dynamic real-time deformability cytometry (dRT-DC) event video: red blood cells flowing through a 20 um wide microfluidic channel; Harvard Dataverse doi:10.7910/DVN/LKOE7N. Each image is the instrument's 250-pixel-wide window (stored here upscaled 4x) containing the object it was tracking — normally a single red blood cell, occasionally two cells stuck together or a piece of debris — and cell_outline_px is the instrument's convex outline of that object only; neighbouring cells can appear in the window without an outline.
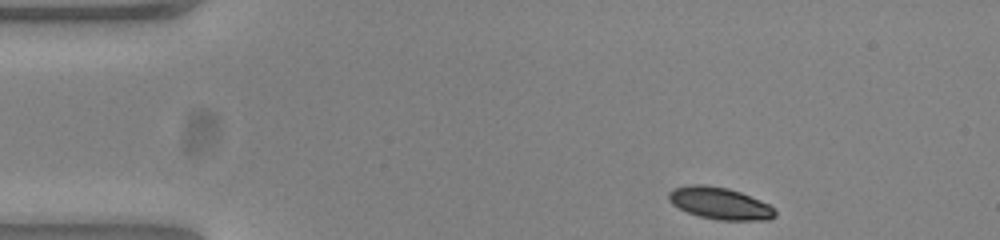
{"species": "common noctule bat (a hibernating species)", "species_latin": "Nyctalus noctula", "temperature_condition": "warm", "stored_images_in_passage": 47, "camera_frame_rate_fps": 3000, "um_per_image_px": 0.085, "animal": {"sex": "female", "body_mass_g": 23.0, "forearm_length_mm": 53.4}, "frame": {"image": 1, "passage_image": 1, "time_ms": 0.0, "image_size_px": [1000, 240], "cell_outline_px": [[776, 216], [768, 220], [716, 220], [700, 216], [688, 212], [672, 204], [668, 200], [668, 192], [672, 188], [688, 184], [704, 184], [728, 188], [740, 192], [760, 200], [768, 204], [776, 212]], "centroid_in_image_um": [61.15, 17.27], "position_along_channel_um": 23.8, "area_um2": 19.88}}
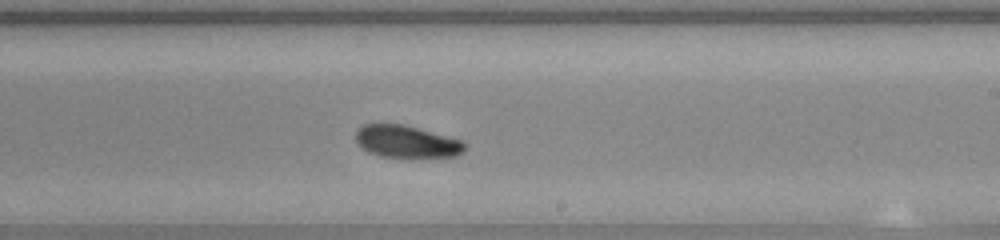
{"frame": {"image": 2, "passage_image": 25, "time_ms": 8.0, "image_size_px": [1000, 240], "cell_outline_px": [[464, 152], [456, 156], [380, 156], [368, 152], [356, 140], [356, 132], [364, 124], [404, 124], [464, 140]], "centroid_in_image_um": [34.58, 12.01], "position_along_channel_um": 254.4, "area_um2": 20.11}}
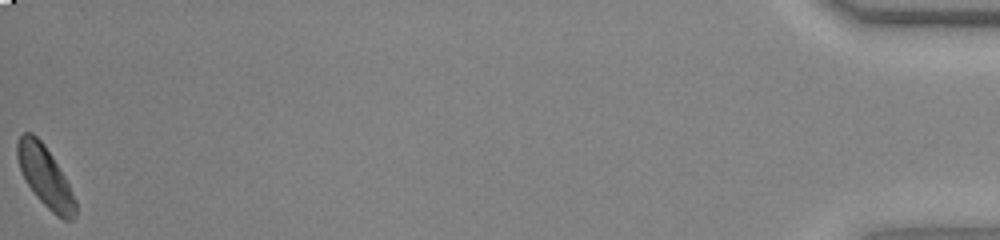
{"frame": {"image": 3, "passage_image": 47, "time_ms": 15.333, "image_size_px": [1000, 240], "cell_outline_px": [[76, 216], [72, 220], [64, 220], [56, 216], [36, 196], [28, 184], [20, 168], [16, 156], [16, 144], [20, 136], [24, 132], [32, 132], [44, 144], [52, 156], [64, 176], [76, 200]], "centroid_in_image_um": [3.84, 15.01], "position_along_channel_um": 431.4, "area_um2": 20.35}, "authors_computed_cell_mechanics": {"area_um2": 20.7502, "velocity_mm_per_s": 3.8162, "shape_relaxation_time_tau1_ms": 3.6039, "shape_relaxation_time_tau2_ms": null, "deformation_change_tau1": 0.108, "deformation_change_tau2": null}}